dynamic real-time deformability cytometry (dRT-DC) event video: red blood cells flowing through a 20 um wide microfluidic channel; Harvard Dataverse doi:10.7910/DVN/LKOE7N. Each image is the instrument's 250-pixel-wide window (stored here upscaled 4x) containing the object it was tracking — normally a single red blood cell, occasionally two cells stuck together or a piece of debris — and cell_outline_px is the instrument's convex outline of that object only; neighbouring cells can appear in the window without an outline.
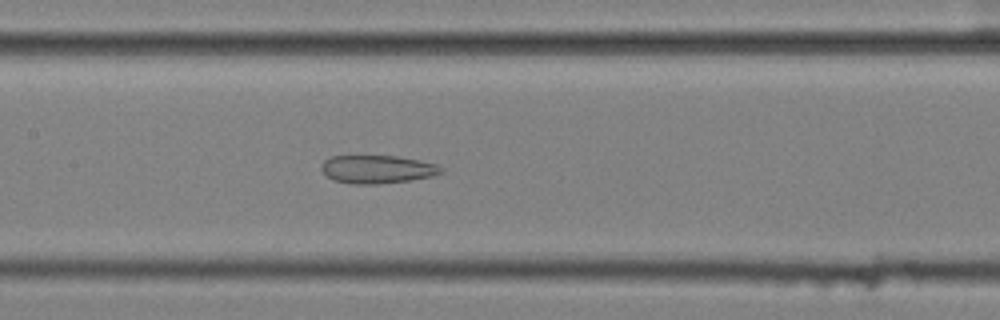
{"species": "common noctule bat (a hibernating species)", "species_latin": "Nyctalus noctula", "temperature_condition": "cold", "stored_images_in_passage": 52, "camera_frame_rate_fps": 3000, "um_per_image_px": 0.085, "animal": {"sex": "female", "body_mass_g": 25.1}, "frame": {"image": 1, "passage_image": 23, "time_ms": 7.333, "image_size_px": [1000, 320], "cell_outline_px": [[444, 172], [432, 176], [408, 180], [376, 184], [352, 184], [332, 180], [320, 168], [320, 164], [324, 160], [332, 156], [396, 156], [436, 164], [444, 168]], "centroid_in_image_um": [32.04, 14.39], "position_along_channel_um": 175.4, "area_um2": 19.54}}
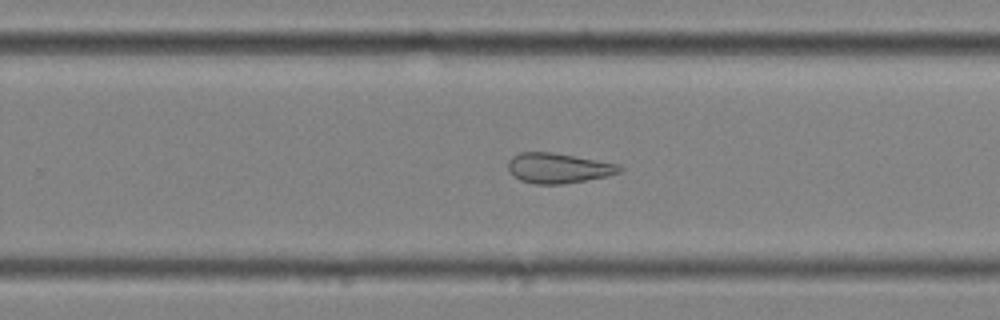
{"frame": {"image": 2, "passage_image": 32, "time_ms": 10.333, "image_size_px": [1000, 320], "cell_outline_px": [[624, 168], [620, 172], [604, 176], [584, 180], [560, 184], [536, 184], [520, 180], [508, 168], [508, 160], [512, 156], [520, 152], [552, 152], [620, 164]], "centroid_in_image_um": [47.45, 14.27], "position_along_channel_um": 282.3, "area_um2": 19.31}}
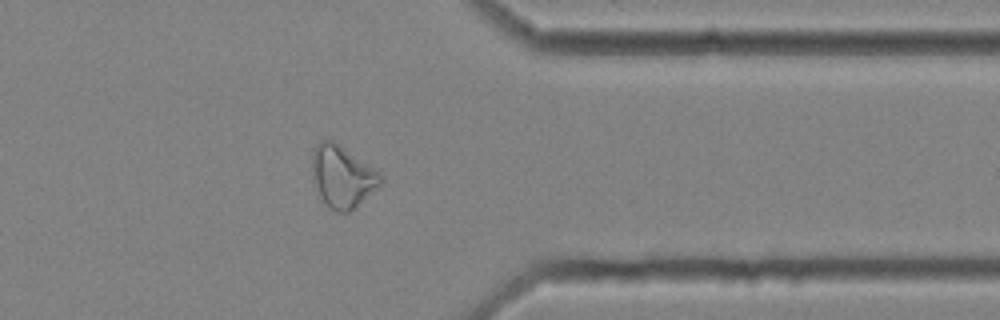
{"frame": {"image": 3, "passage_image": 41, "time_ms": 13.333, "image_size_px": [1000, 320], "cell_outline_px": [[384, 180], [380, 184], [348, 212], [336, 212], [324, 204], [320, 196], [312, 176], [312, 148], [320, 140], [332, 140], [340, 144], [376, 168], [384, 176]], "centroid_in_image_um": [29.08, 14.96], "position_along_channel_um": 382.3, "area_um2": 24.8}, "authors_computed_cell_mechanics": {"area_um2": 25.5765, "velocity_mm_per_s": 3.5762, "shape_relaxation_time_tau1_ms": null, "shape_relaxation_time_tau2_ms": 4.3717, "deformation_change_tau1": null, "deformation_change_tau2": 0.1361}}